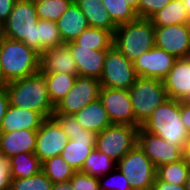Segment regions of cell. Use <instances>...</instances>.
Segmentation results:
<instances>
[{
	"label": "cell",
	"instance_id": "1",
	"mask_svg": "<svg viewBox=\"0 0 190 190\" xmlns=\"http://www.w3.org/2000/svg\"><path fill=\"white\" fill-rule=\"evenodd\" d=\"M0 67L7 83L40 72V54L22 41L0 38Z\"/></svg>",
	"mask_w": 190,
	"mask_h": 190
},
{
	"label": "cell",
	"instance_id": "2",
	"mask_svg": "<svg viewBox=\"0 0 190 190\" xmlns=\"http://www.w3.org/2000/svg\"><path fill=\"white\" fill-rule=\"evenodd\" d=\"M6 90L11 105L37 111L44 118L53 116L55 107L49 100L45 76L41 72L9 82Z\"/></svg>",
	"mask_w": 190,
	"mask_h": 190
},
{
	"label": "cell",
	"instance_id": "3",
	"mask_svg": "<svg viewBox=\"0 0 190 190\" xmlns=\"http://www.w3.org/2000/svg\"><path fill=\"white\" fill-rule=\"evenodd\" d=\"M141 127L174 146H186L190 142V134L181 120L179 100L167 99Z\"/></svg>",
	"mask_w": 190,
	"mask_h": 190
},
{
	"label": "cell",
	"instance_id": "4",
	"mask_svg": "<svg viewBox=\"0 0 190 190\" xmlns=\"http://www.w3.org/2000/svg\"><path fill=\"white\" fill-rule=\"evenodd\" d=\"M113 46L133 62L155 47V27L146 18L118 25L113 34Z\"/></svg>",
	"mask_w": 190,
	"mask_h": 190
},
{
	"label": "cell",
	"instance_id": "5",
	"mask_svg": "<svg viewBox=\"0 0 190 190\" xmlns=\"http://www.w3.org/2000/svg\"><path fill=\"white\" fill-rule=\"evenodd\" d=\"M38 16L30 0H17L5 21L3 37L22 41L39 53Z\"/></svg>",
	"mask_w": 190,
	"mask_h": 190
},
{
	"label": "cell",
	"instance_id": "6",
	"mask_svg": "<svg viewBox=\"0 0 190 190\" xmlns=\"http://www.w3.org/2000/svg\"><path fill=\"white\" fill-rule=\"evenodd\" d=\"M129 95L135 120L141 126L158 106L169 99L162 80L139 76L129 88Z\"/></svg>",
	"mask_w": 190,
	"mask_h": 190
},
{
	"label": "cell",
	"instance_id": "7",
	"mask_svg": "<svg viewBox=\"0 0 190 190\" xmlns=\"http://www.w3.org/2000/svg\"><path fill=\"white\" fill-rule=\"evenodd\" d=\"M116 167L128 179L132 190H152L156 168L138 144L117 162Z\"/></svg>",
	"mask_w": 190,
	"mask_h": 190
},
{
	"label": "cell",
	"instance_id": "8",
	"mask_svg": "<svg viewBox=\"0 0 190 190\" xmlns=\"http://www.w3.org/2000/svg\"><path fill=\"white\" fill-rule=\"evenodd\" d=\"M139 127L131 125H111L96 136V147L118 162L138 143Z\"/></svg>",
	"mask_w": 190,
	"mask_h": 190
},
{
	"label": "cell",
	"instance_id": "9",
	"mask_svg": "<svg viewBox=\"0 0 190 190\" xmlns=\"http://www.w3.org/2000/svg\"><path fill=\"white\" fill-rule=\"evenodd\" d=\"M137 77L132 61L114 46L106 51L103 72L99 78L101 87L129 90Z\"/></svg>",
	"mask_w": 190,
	"mask_h": 190
},
{
	"label": "cell",
	"instance_id": "10",
	"mask_svg": "<svg viewBox=\"0 0 190 190\" xmlns=\"http://www.w3.org/2000/svg\"><path fill=\"white\" fill-rule=\"evenodd\" d=\"M101 84L98 79L78 75L67 95L56 105L54 113L72 114L99 99Z\"/></svg>",
	"mask_w": 190,
	"mask_h": 190
},
{
	"label": "cell",
	"instance_id": "11",
	"mask_svg": "<svg viewBox=\"0 0 190 190\" xmlns=\"http://www.w3.org/2000/svg\"><path fill=\"white\" fill-rule=\"evenodd\" d=\"M99 99L112 125L141 126L135 120L129 90L101 87Z\"/></svg>",
	"mask_w": 190,
	"mask_h": 190
},
{
	"label": "cell",
	"instance_id": "12",
	"mask_svg": "<svg viewBox=\"0 0 190 190\" xmlns=\"http://www.w3.org/2000/svg\"><path fill=\"white\" fill-rule=\"evenodd\" d=\"M139 147L149 157L155 168L184 158L186 146H174L162 137L145 131L141 126L138 130Z\"/></svg>",
	"mask_w": 190,
	"mask_h": 190
},
{
	"label": "cell",
	"instance_id": "13",
	"mask_svg": "<svg viewBox=\"0 0 190 190\" xmlns=\"http://www.w3.org/2000/svg\"><path fill=\"white\" fill-rule=\"evenodd\" d=\"M68 140V136L53 117L45 118L37 130L34 154L41 163L55 156H60Z\"/></svg>",
	"mask_w": 190,
	"mask_h": 190
},
{
	"label": "cell",
	"instance_id": "14",
	"mask_svg": "<svg viewBox=\"0 0 190 190\" xmlns=\"http://www.w3.org/2000/svg\"><path fill=\"white\" fill-rule=\"evenodd\" d=\"M155 47L176 59L190 57V24L155 27Z\"/></svg>",
	"mask_w": 190,
	"mask_h": 190
},
{
	"label": "cell",
	"instance_id": "15",
	"mask_svg": "<svg viewBox=\"0 0 190 190\" xmlns=\"http://www.w3.org/2000/svg\"><path fill=\"white\" fill-rule=\"evenodd\" d=\"M176 58L165 50L153 47L133 61L135 72L139 77L163 80L173 68Z\"/></svg>",
	"mask_w": 190,
	"mask_h": 190
},
{
	"label": "cell",
	"instance_id": "16",
	"mask_svg": "<svg viewBox=\"0 0 190 190\" xmlns=\"http://www.w3.org/2000/svg\"><path fill=\"white\" fill-rule=\"evenodd\" d=\"M162 81L169 99L190 101V57L176 59Z\"/></svg>",
	"mask_w": 190,
	"mask_h": 190
},
{
	"label": "cell",
	"instance_id": "17",
	"mask_svg": "<svg viewBox=\"0 0 190 190\" xmlns=\"http://www.w3.org/2000/svg\"><path fill=\"white\" fill-rule=\"evenodd\" d=\"M96 136V133L86 129L72 134V139L68 140L61 157L76 171H80L86 158L96 147Z\"/></svg>",
	"mask_w": 190,
	"mask_h": 190
},
{
	"label": "cell",
	"instance_id": "18",
	"mask_svg": "<svg viewBox=\"0 0 190 190\" xmlns=\"http://www.w3.org/2000/svg\"><path fill=\"white\" fill-rule=\"evenodd\" d=\"M75 60L78 75L90 76L99 80L107 50H94L78 45L75 41L66 44Z\"/></svg>",
	"mask_w": 190,
	"mask_h": 190
},
{
	"label": "cell",
	"instance_id": "19",
	"mask_svg": "<svg viewBox=\"0 0 190 190\" xmlns=\"http://www.w3.org/2000/svg\"><path fill=\"white\" fill-rule=\"evenodd\" d=\"M41 73L78 75L75 60L66 44L47 48L40 54Z\"/></svg>",
	"mask_w": 190,
	"mask_h": 190
},
{
	"label": "cell",
	"instance_id": "20",
	"mask_svg": "<svg viewBox=\"0 0 190 190\" xmlns=\"http://www.w3.org/2000/svg\"><path fill=\"white\" fill-rule=\"evenodd\" d=\"M37 130L0 132V153L11 158L19 153H34Z\"/></svg>",
	"mask_w": 190,
	"mask_h": 190
},
{
	"label": "cell",
	"instance_id": "21",
	"mask_svg": "<svg viewBox=\"0 0 190 190\" xmlns=\"http://www.w3.org/2000/svg\"><path fill=\"white\" fill-rule=\"evenodd\" d=\"M45 118L37 111L9 105L0 126V132L22 129L38 130Z\"/></svg>",
	"mask_w": 190,
	"mask_h": 190
},
{
	"label": "cell",
	"instance_id": "22",
	"mask_svg": "<svg viewBox=\"0 0 190 190\" xmlns=\"http://www.w3.org/2000/svg\"><path fill=\"white\" fill-rule=\"evenodd\" d=\"M63 44L74 41L89 27L87 18L74 2L56 21Z\"/></svg>",
	"mask_w": 190,
	"mask_h": 190
},
{
	"label": "cell",
	"instance_id": "23",
	"mask_svg": "<svg viewBox=\"0 0 190 190\" xmlns=\"http://www.w3.org/2000/svg\"><path fill=\"white\" fill-rule=\"evenodd\" d=\"M74 116L84 129L96 134L112 125L100 99L89 103L82 110L76 112Z\"/></svg>",
	"mask_w": 190,
	"mask_h": 190
},
{
	"label": "cell",
	"instance_id": "24",
	"mask_svg": "<svg viewBox=\"0 0 190 190\" xmlns=\"http://www.w3.org/2000/svg\"><path fill=\"white\" fill-rule=\"evenodd\" d=\"M87 18L89 27L102 28L114 34L118 27L103 6L102 0H74Z\"/></svg>",
	"mask_w": 190,
	"mask_h": 190
},
{
	"label": "cell",
	"instance_id": "25",
	"mask_svg": "<svg viewBox=\"0 0 190 190\" xmlns=\"http://www.w3.org/2000/svg\"><path fill=\"white\" fill-rule=\"evenodd\" d=\"M149 20L154 27H166L174 24H190V16L183 0H171L168 5L152 15Z\"/></svg>",
	"mask_w": 190,
	"mask_h": 190
},
{
	"label": "cell",
	"instance_id": "26",
	"mask_svg": "<svg viewBox=\"0 0 190 190\" xmlns=\"http://www.w3.org/2000/svg\"><path fill=\"white\" fill-rule=\"evenodd\" d=\"M45 76L47 92L54 107L67 95L78 75L64 73H42Z\"/></svg>",
	"mask_w": 190,
	"mask_h": 190
},
{
	"label": "cell",
	"instance_id": "27",
	"mask_svg": "<svg viewBox=\"0 0 190 190\" xmlns=\"http://www.w3.org/2000/svg\"><path fill=\"white\" fill-rule=\"evenodd\" d=\"M11 178H30L41 171L42 163L34 153H19L10 158Z\"/></svg>",
	"mask_w": 190,
	"mask_h": 190
},
{
	"label": "cell",
	"instance_id": "28",
	"mask_svg": "<svg viewBox=\"0 0 190 190\" xmlns=\"http://www.w3.org/2000/svg\"><path fill=\"white\" fill-rule=\"evenodd\" d=\"M74 41L82 47L109 50L113 46V34L102 28L88 27Z\"/></svg>",
	"mask_w": 190,
	"mask_h": 190
},
{
	"label": "cell",
	"instance_id": "29",
	"mask_svg": "<svg viewBox=\"0 0 190 190\" xmlns=\"http://www.w3.org/2000/svg\"><path fill=\"white\" fill-rule=\"evenodd\" d=\"M116 166V161L108 157L106 154L101 153L97 148H94L86 158L80 171L99 178L112 172Z\"/></svg>",
	"mask_w": 190,
	"mask_h": 190
},
{
	"label": "cell",
	"instance_id": "30",
	"mask_svg": "<svg viewBox=\"0 0 190 190\" xmlns=\"http://www.w3.org/2000/svg\"><path fill=\"white\" fill-rule=\"evenodd\" d=\"M189 174L190 167L185 158L156 168V177L159 180L175 185H185Z\"/></svg>",
	"mask_w": 190,
	"mask_h": 190
},
{
	"label": "cell",
	"instance_id": "31",
	"mask_svg": "<svg viewBox=\"0 0 190 190\" xmlns=\"http://www.w3.org/2000/svg\"><path fill=\"white\" fill-rule=\"evenodd\" d=\"M41 170L53 183L70 181L76 172L61 155L42 162Z\"/></svg>",
	"mask_w": 190,
	"mask_h": 190
},
{
	"label": "cell",
	"instance_id": "32",
	"mask_svg": "<svg viewBox=\"0 0 190 190\" xmlns=\"http://www.w3.org/2000/svg\"><path fill=\"white\" fill-rule=\"evenodd\" d=\"M102 3L117 26L138 18L136 10L125 0H102Z\"/></svg>",
	"mask_w": 190,
	"mask_h": 190
},
{
	"label": "cell",
	"instance_id": "33",
	"mask_svg": "<svg viewBox=\"0 0 190 190\" xmlns=\"http://www.w3.org/2000/svg\"><path fill=\"white\" fill-rule=\"evenodd\" d=\"M39 54L47 48L63 44L57 24L53 21L38 20Z\"/></svg>",
	"mask_w": 190,
	"mask_h": 190
},
{
	"label": "cell",
	"instance_id": "34",
	"mask_svg": "<svg viewBox=\"0 0 190 190\" xmlns=\"http://www.w3.org/2000/svg\"><path fill=\"white\" fill-rule=\"evenodd\" d=\"M74 3V0H48L35 4L39 20L56 22L60 16Z\"/></svg>",
	"mask_w": 190,
	"mask_h": 190
},
{
	"label": "cell",
	"instance_id": "35",
	"mask_svg": "<svg viewBox=\"0 0 190 190\" xmlns=\"http://www.w3.org/2000/svg\"><path fill=\"white\" fill-rule=\"evenodd\" d=\"M53 182L41 170L30 178L12 179L9 190H51Z\"/></svg>",
	"mask_w": 190,
	"mask_h": 190
},
{
	"label": "cell",
	"instance_id": "36",
	"mask_svg": "<svg viewBox=\"0 0 190 190\" xmlns=\"http://www.w3.org/2000/svg\"><path fill=\"white\" fill-rule=\"evenodd\" d=\"M100 190H132L124 174L116 167L112 172L98 178Z\"/></svg>",
	"mask_w": 190,
	"mask_h": 190
},
{
	"label": "cell",
	"instance_id": "37",
	"mask_svg": "<svg viewBox=\"0 0 190 190\" xmlns=\"http://www.w3.org/2000/svg\"><path fill=\"white\" fill-rule=\"evenodd\" d=\"M52 117L59 123L62 131L68 136V139H72V134L81 132L84 129L72 114L53 113Z\"/></svg>",
	"mask_w": 190,
	"mask_h": 190
},
{
	"label": "cell",
	"instance_id": "38",
	"mask_svg": "<svg viewBox=\"0 0 190 190\" xmlns=\"http://www.w3.org/2000/svg\"><path fill=\"white\" fill-rule=\"evenodd\" d=\"M74 190H100L97 177L76 171L70 179Z\"/></svg>",
	"mask_w": 190,
	"mask_h": 190
},
{
	"label": "cell",
	"instance_id": "39",
	"mask_svg": "<svg viewBox=\"0 0 190 190\" xmlns=\"http://www.w3.org/2000/svg\"><path fill=\"white\" fill-rule=\"evenodd\" d=\"M171 0H140L136 10L138 18L149 19L156 12L162 10Z\"/></svg>",
	"mask_w": 190,
	"mask_h": 190
},
{
	"label": "cell",
	"instance_id": "40",
	"mask_svg": "<svg viewBox=\"0 0 190 190\" xmlns=\"http://www.w3.org/2000/svg\"><path fill=\"white\" fill-rule=\"evenodd\" d=\"M10 158L0 153V190H9L11 178Z\"/></svg>",
	"mask_w": 190,
	"mask_h": 190
},
{
	"label": "cell",
	"instance_id": "41",
	"mask_svg": "<svg viewBox=\"0 0 190 190\" xmlns=\"http://www.w3.org/2000/svg\"><path fill=\"white\" fill-rule=\"evenodd\" d=\"M180 116L190 134V101H180Z\"/></svg>",
	"mask_w": 190,
	"mask_h": 190
},
{
	"label": "cell",
	"instance_id": "42",
	"mask_svg": "<svg viewBox=\"0 0 190 190\" xmlns=\"http://www.w3.org/2000/svg\"><path fill=\"white\" fill-rule=\"evenodd\" d=\"M152 190H186L185 185H175L155 178Z\"/></svg>",
	"mask_w": 190,
	"mask_h": 190
},
{
	"label": "cell",
	"instance_id": "43",
	"mask_svg": "<svg viewBox=\"0 0 190 190\" xmlns=\"http://www.w3.org/2000/svg\"><path fill=\"white\" fill-rule=\"evenodd\" d=\"M17 0H0V18L6 21Z\"/></svg>",
	"mask_w": 190,
	"mask_h": 190
},
{
	"label": "cell",
	"instance_id": "44",
	"mask_svg": "<svg viewBox=\"0 0 190 190\" xmlns=\"http://www.w3.org/2000/svg\"><path fill=\"white\" fill-rule=\"evenodd\" d=\"M9 105V95L5 87L0 89V126Z\"/></svg>",
	"mask_w": 190,
	"mask_h": 190
},
{
	"label": "cell",
	"instance_id": "45",
	"mask_svg": "<svg viewBox=\"0 0 190 190\" xmlns=\"http://www.w3.org/2000/svg\"><path fill=\"white\" fill-rule=\"evenodd\" d=\"M51 190H74L70 181L53 183Z\"/></svg>",
	"mask_w": 190,
	"mask_h": 190
},
{
	"label": "cell",
	"instance_id": "46",
	"mask_svg": "<svg viewBox=\"0 0 190 190\" xmlns=\"http://www.w3.org/2000/svg\"><path fill=\"white\" fill-rule=\"evenodd\" d=\"M184 158L190 167V142L186 145L184 150Z\"/></svg>",
	"mask_w": 190,
	"mask_h": 190
},
{
	"label": "cell",
	"instance_id": "47",
	"mask_svg": "<svg viewBox=\"0 0 190 190\" xmlns=\"http://www.w3.org/2000/svg\"><path fill=\"white\" fill-rule=\"evenodd\" d=\"M125 1H127V3H128L131 7H133L135 10L138 9L140 0H125Z\"/></svg>",
	"mask_w": 190,
	"mask_h": 190
},
{
	"label": "cell",
	"instance_id": "48",
	"mask_svg": "<svg viewBox=\"0 0 190 190\" xmlns=\"http://www.w3.org/2000/svg\"><path fill=\"white\" fill-rule=\"evenodd\" d=\"M7 82L3 77L2 71H1V67H0V89H3L7 86Z\"/></svg>",
	"mask_w": 190,
	"mask_h": 190
},
{
	"label": "cell",
	"instance_id": "49",
	"mask_svg": "<svg viewBox=\"0 0 190 190\" xmlns=\"http://www.w3.org/2000/svg\"><path fill=\"white\" fill-rule=\"evenodd\" d=\"M5 29V21L0 18V38L3 37Z\"/></svg>",
	"mask_w": 190,
	"mask_h": 190
},
{
	"label": "cell",
	"instance_id": "50",
	"mask_svg": "<svg viewBox=\"0 0 190 190\" xmlns=\"http://www.w3.org/2000/svg\"><path fill=\"white\" fill-rule=\"evenodd\" d=\"M183 3L186 7V10H187L189 16H190V0H183Z\"/></svg>",
	"mask_w": 190,
	"mask_h": 190
},
{
	"label": "cell",
	"instance_id": "51",
	"mask_svg": "<svg viewBox=\"0 0 190 190\" xmlns=\"http://www.w3.org/2000/svg\"><path fill=\"white\" fill-rule=\"evenodd\" d=\"M186 190H190V174L188 175V179L185 183Z\"/></svg>",
	"mask_w": 190,
	"mask_h": 190
},
{
	"label": "cell",
	"instance_id": "52",
	"mask_svg": "<svg viewBox=\"0 0 190 190\" xmlns=\"http://www.w3.org/2000/svg\"><path fill=\"white\" fill-rule=\"evenodd\" d=\"M30 1H32L34 4H37V3L45 2L48 0H30Z\"/></svg>",
	"mask_w": 190,
	"mask_h": 190
}]
</instances>
